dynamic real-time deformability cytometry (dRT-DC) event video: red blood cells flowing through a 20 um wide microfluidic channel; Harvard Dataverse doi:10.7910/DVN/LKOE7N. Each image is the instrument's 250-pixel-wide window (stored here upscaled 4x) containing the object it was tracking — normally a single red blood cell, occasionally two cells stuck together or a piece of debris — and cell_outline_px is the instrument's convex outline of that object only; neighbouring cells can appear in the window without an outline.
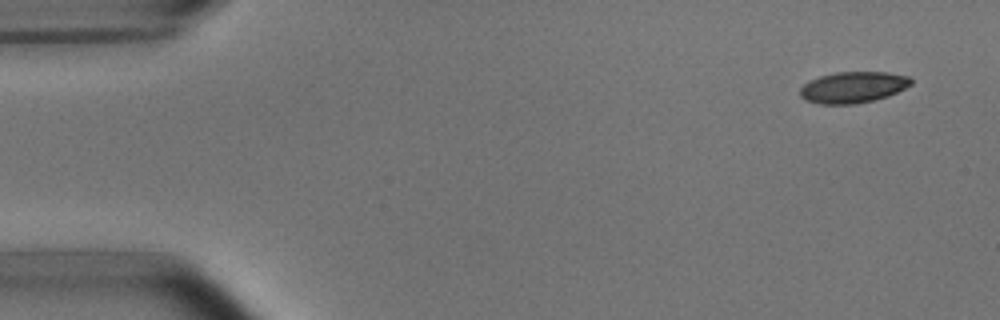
{"species": "common noctule bat (a hibernating species)", "species_latin": "Nyctalus noctula", "temperature_condition": "room temperature", "stored_images_in_passage": 7, "camera_frame_rate_fps": 3000, "um_per_image_px": 0.085, "animal": {"sex": "male", "body_mass_g": 15.6}, "frame": {"image": 1, "passage_image": 1, "time_ms": 0.0, "image_size_px": [1000, 320], "cell_outline_px": [[912, 84], [888, 96], [856, 104], [820, 104], [804, 100], [800, 96], [800, 88], [808, 80], [820, 76], [836, 72], [888, 72], [908, 76], [912, 80]], "centroid_in_image_um": [72.48, 7.42], "position_along_channel_um": 12.5, "area_um2": 20.23}}
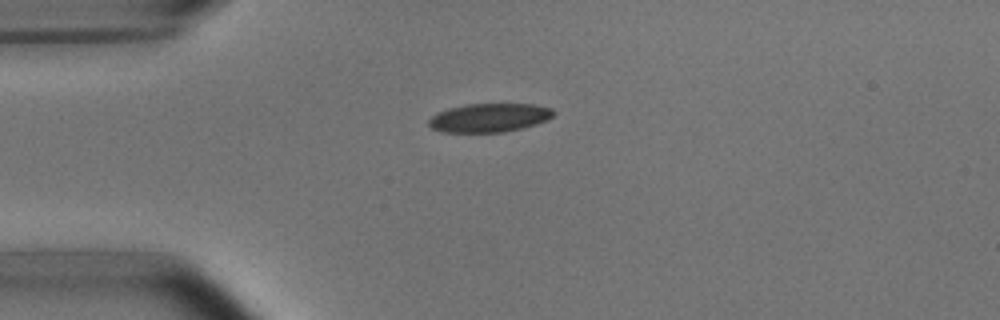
{"frame": {"image": 2, "passage_image": 4, "time_ms": 3.333, "image_size_px": [1000, 320], "cell_outline_px": [[556, 112], [548, 120], [536, 124], [504, 132], [444, 132], [432, 128], [428, 124], [428, 120], [436, 112], [448, 108], [468, 104], [532, 104], [552, 108]], "centroid_in_image_um": [41.59, 10.0], "position_along_channel_um": 43.4, "area_um2": 20.87}}
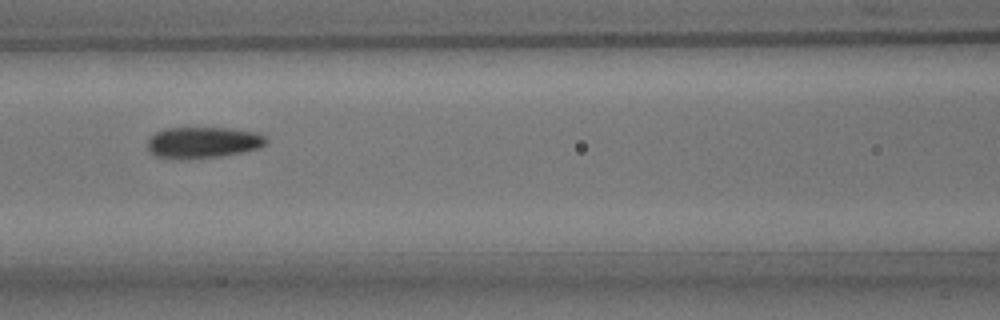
{"frame": {"image": 3, "passage_image": 7, "time_ms": 6.667, "image_size_px": [1000, 320], "cell_outline_px": [[268, 144], [260, 148], [244, 152], [220, 156], [184, 160], [172, 160], [156, 156], [148, 148], [148, 140], [156, 132], [164, 128], [232, 128], [256, 132], [264, 136], [268, 140]], "centroid_in_image_um": [17.28, 12.12], "position_along_channel_um": 149.3, "area_um2": 21.96}}